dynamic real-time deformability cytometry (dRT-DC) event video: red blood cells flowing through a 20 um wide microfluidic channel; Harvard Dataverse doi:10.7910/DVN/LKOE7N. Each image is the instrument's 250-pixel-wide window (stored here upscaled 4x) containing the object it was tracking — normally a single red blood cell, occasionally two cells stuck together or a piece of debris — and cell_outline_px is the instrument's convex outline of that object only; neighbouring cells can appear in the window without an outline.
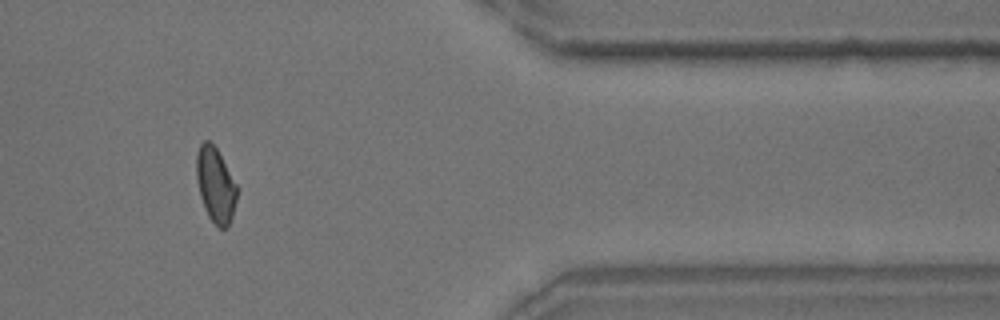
{"species": "common noctule bat (a hibernating species)", "species_latin": "Nyctalus noctula", "temperature_condition": "room temperature", "stored_images_in_passage": 14, "camera_frame_rate_fps": 3000, "um_per_image_px": 0.085, "animal": {"sex": "male", "body_mass_g": 18.8}, "frame": {"image": 1, "passage_image": 12, "time_ms": 3.667, "image_size_px": [1000, 320], "cell_outline_px": [[240, 188], [232, 216], [228, 228], [220, 228], [208, 216], [204, 208], [200, 196], [196, 176], [196, 156], [200, 144], [204, 140], [208, 140], [216, 148]], "centroid_in_image_um": [18.34, 15.72], "position_along_channel_um": 393.1, "area_um2": 17.92}}